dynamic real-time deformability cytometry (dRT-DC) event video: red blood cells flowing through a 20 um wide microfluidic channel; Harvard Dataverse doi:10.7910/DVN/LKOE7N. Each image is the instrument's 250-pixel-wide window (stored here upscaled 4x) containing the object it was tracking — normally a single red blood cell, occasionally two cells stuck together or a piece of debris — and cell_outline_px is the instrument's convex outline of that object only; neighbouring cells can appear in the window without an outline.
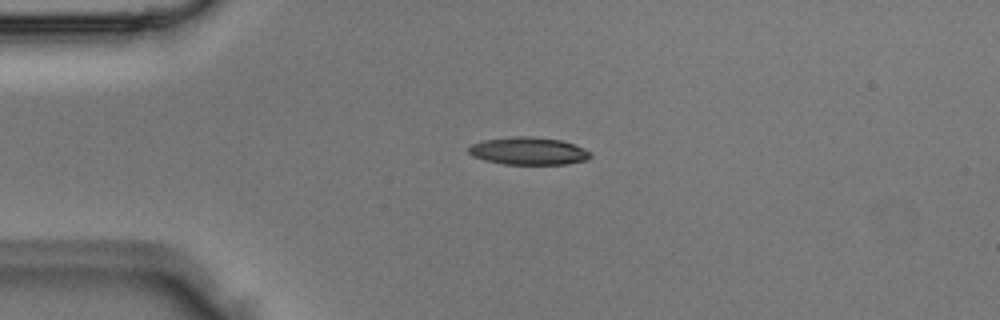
{"species": "Egyptian fruit bat (a non-hibernating species)", "species_latin": "Rousettus aegyptiacus", "temperature_condition": "room temperature", "stored_images_in_passage": 2, "camera_frame_rate_fps": 3000, "um_per_image_px": 0.085, "animal": {"sex": "male"}, "frame": {"image": 1, "passage_image": 2, "time_ms": 0.333, "image_size_px": [1000, 320], "cell_outline_px": [[592, 156], [588, 160], [564, 164], [504, 164], [484, 160], [472, 156], [468, 152], [468, 148], [472, 144], [484, 140], [516, 136], [528, 136], [560, 140], [584, 148], [592, 152]], "centroid_in_image_um": [44.93, 12.84], "position_along_channel_um": 40.1, "area_um2": 19.54}}